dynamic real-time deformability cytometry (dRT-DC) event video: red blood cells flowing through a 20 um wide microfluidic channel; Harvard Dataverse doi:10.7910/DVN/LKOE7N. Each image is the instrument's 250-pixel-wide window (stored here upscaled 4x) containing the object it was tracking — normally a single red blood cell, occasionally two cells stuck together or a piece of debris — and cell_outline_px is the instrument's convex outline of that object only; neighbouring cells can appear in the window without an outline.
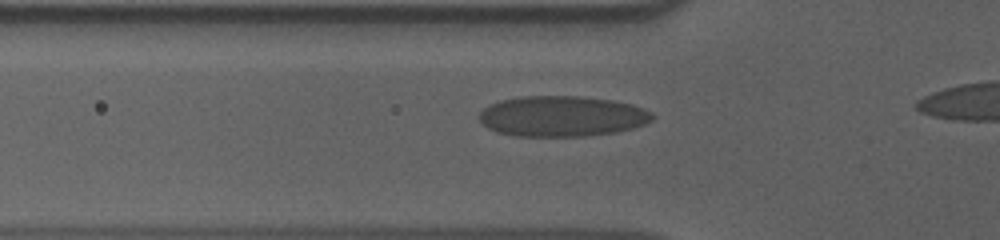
{"species": "human", "species_latin": "Homo sapiens", "temperature_condition": "cold", "stored_images_in_passage": 34, "camera_frame_rate_fps": 3000, "um_per_image_px": 0.085, "donor": {"sex": "male"}, "frame": {"image": 1, "passage_image": 7, "time_ms": 2.0, "image_size_px": [1000, 240], "cell_outline_px": [[656, 116], [652, 120], [644, 124], [632, 128], [616, 132], [588, 136], [512, 136], [496, 132], [488, 128], [480, 120], [480, 112], [488, 104], [500, 100], [524, 96], [580, 96], [612, 100], [632, 104], [644, 108], [652, 112]], "centroid_in_image_um": [47.78, 9.88], "position_along_channel_um": 78.0, "area_um2": 41.21}}
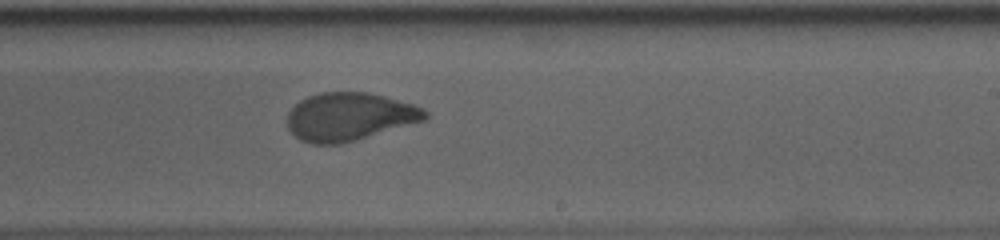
{"frame": {"image": 2, "passage_image": 22, "time_ms": 7.0, "image_size_px": [1000, 240], "cell_outline_px": [[428, 116], [424, 120], [356, 140], [340, 144], [312, 144], [300, 140], [288, 128], [288, 112], [300, 100], [308, 96], [320, 92], [368, 92], [384, 96], [412, 104], [424, 108], [428, 112]], "centroid_in_image_um": [29.69, 9.91], "position_along_channel_um": 259.3, "area_um2": 38.38}}
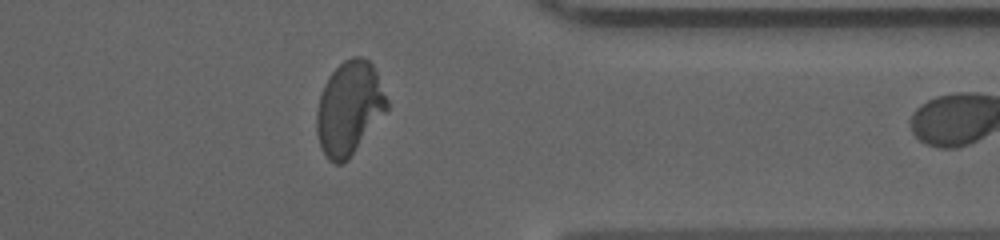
{"frame": {"image": 3, "passage_image": 33, "time_ms": 10.667, "image_size_px": [1000, 240], "cell_outline_px": [[388, 108], [348, 160], [340, 164], [336, 164], [328, 160], [320, 148], [316, 132], [316, 112], [320, 96], [324, 84], [328, 76], [344, 60], [352, 56], [360, 56], [368, 60], [372, 64], [376, 72], [388, 100]], "centroid_in_image_um": [29.66, 9.2], "position_along_channel_um": 381.7, "area_um2": 38.21}}